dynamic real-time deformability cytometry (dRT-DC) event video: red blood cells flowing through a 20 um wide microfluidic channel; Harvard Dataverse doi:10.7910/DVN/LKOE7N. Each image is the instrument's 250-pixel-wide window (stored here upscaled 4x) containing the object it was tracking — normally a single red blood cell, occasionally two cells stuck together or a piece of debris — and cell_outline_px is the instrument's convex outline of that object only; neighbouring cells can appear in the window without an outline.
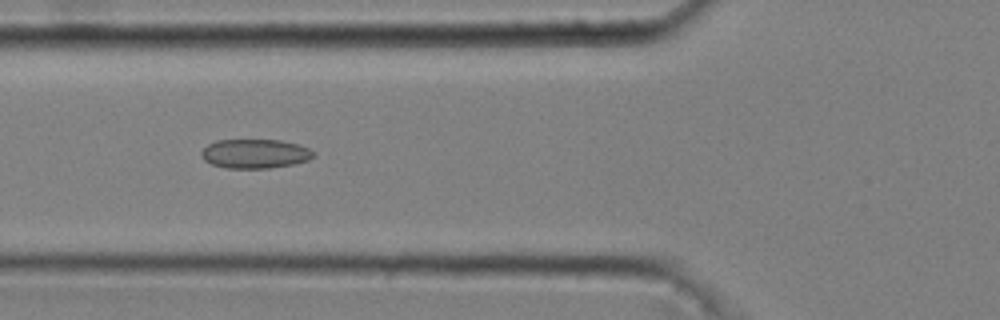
{"species": "common noctule bat (a hibernating species)", "species_latin": "Nyctalus noctula", "temperature_condition": "cold", "stored_images_in_passage": 47, "camera_frame_rate_fps": 3000, "um_per_image_px": 0.085, "animal": {"sex": "male", "body_mass_g": 20.4}, "frame": {"image": 1, "passage_image": 16, "time_ms": 5.0, "image_size_px": [1000, 320], "cell_outline_px": [[316, 156], [308, 160], [292, 164], [268, 168], [224, 168], [212, 164], [204, 160], [200, 152], [208, 144], [216, 140], [280, 140], [296, 144], [308, 148]], "centroid_in_image_um": [21.64, 13.06], "position_along_channel_um": 104.2, "area_um2": 18.96}}
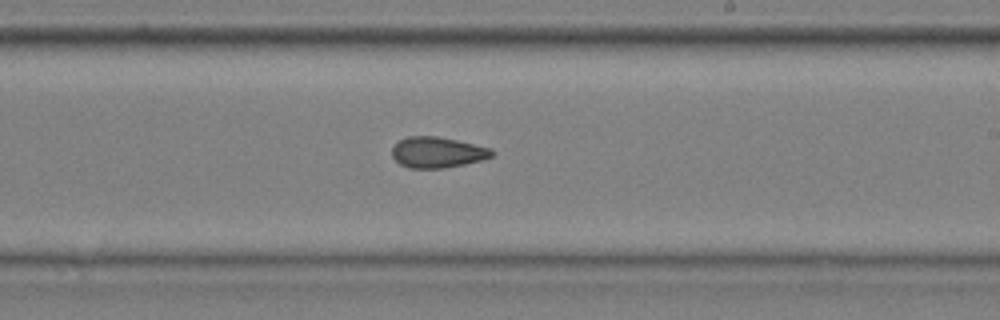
{"frame": {"image": 2, "passage_image": 28, "time_ms": 9.0, "image_size_px": [1000, 320], "cell_outline_px": [[496, 152], [492, 156], [480, 160], [464, 164], [444, 168], [408, 168], [400, 164], [392, 156], [392, 148], [400, 140], [408, 136], [436, 136], [456, 140], [492, 148]], "centroid_in_image_um": [37.18, 12.95], "position_along_channel_um": 251.8, "area_um2": 17.86}}
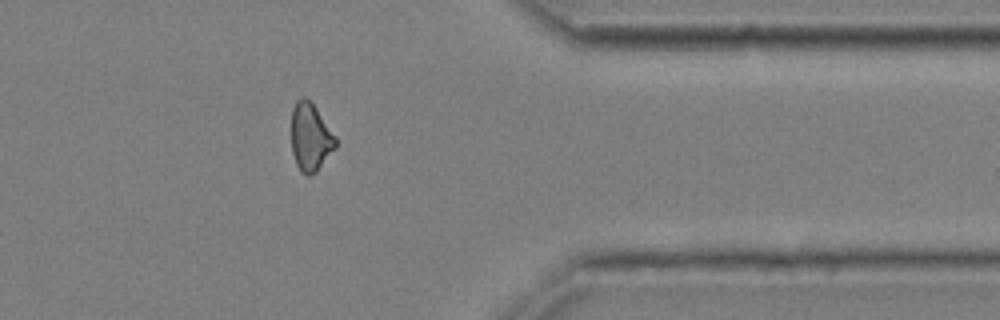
{"frame": {"image": 3, "passage_image": 40, "time_ms": 13.0, "image_size_px": [1000, 320], "cell_outline_px": [[336, 148], [316, 172], [308, 176], [304, 176], [300, 172], [296, 164], [292, 152], [292, 108], [296, 100], [300, 96], [304, 96], [316, 108], [336, 136]], "centroid_in_image_um": [26.38, 11.68], "position_along_channel_um": 385.0, "area_um2": 17.63}, "authors_computed_cell_mechanics": {"area_um2": 18.3804, "velocity_mm_per_s": 3.6888, "shape_relaxation_time_tau1_ms": 3.7506, "shape_relaxation_time_tau2_ms": 4.693, "deformation_change_tau1": 0.079, "deformation_change_tau2": 0.1124}}